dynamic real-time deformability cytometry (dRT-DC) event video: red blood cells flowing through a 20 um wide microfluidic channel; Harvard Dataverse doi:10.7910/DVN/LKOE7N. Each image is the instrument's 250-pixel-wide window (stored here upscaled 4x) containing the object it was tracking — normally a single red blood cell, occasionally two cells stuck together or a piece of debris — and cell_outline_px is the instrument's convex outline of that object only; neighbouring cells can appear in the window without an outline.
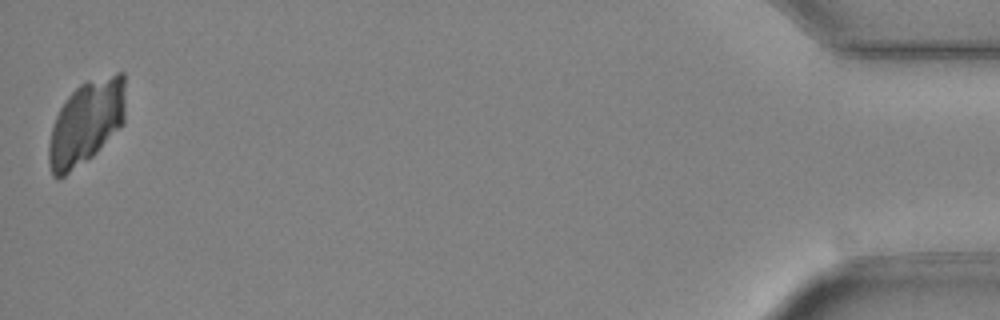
{"species": "Egyptian fruit bat (a non-hibernating species)", "species_latin": "Rousettus aegyptiacus", "temperature_condition": "cold", "stored_images_in_passage": 37, "camera_frame_rate_fps": 3000, "um_per_image_px": 0.085, "animal": {"sex": "female"}, "frame": {"image": 1, "passage_image": 37, "time_ms": 12.0, "image_size_px": [1000, 320], "cell_outline_px": [[124, 124], [88, 160], [60, 180], [52, 176], [48, 160], [48, 144], [52, 128], [56, 116], [64, 100], [80, 84], [88, 80], [116, 72], [124, 72]], "centroid_in_image_um": [7.31, 10.43], "position_along_channel_um": 427.9, "area_um2": 37.86}}